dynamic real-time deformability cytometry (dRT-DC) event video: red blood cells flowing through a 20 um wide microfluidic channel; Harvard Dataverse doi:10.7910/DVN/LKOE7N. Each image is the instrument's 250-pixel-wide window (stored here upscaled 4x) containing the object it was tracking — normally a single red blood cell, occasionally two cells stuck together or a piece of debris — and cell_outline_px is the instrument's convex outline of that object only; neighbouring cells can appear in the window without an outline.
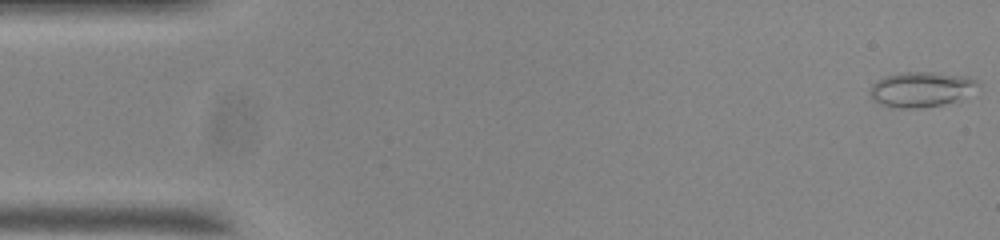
{"species": "common noctule bat (a hibernating species)", "species_latin": "Nyctalus noctula", "temperature_condition": "room temperature", "stored_images_in_passage": 54, "camera_frame_rate_fps": 3000, "um_per_image_px": 0.085, "animal": {"sex": "male", "body_mass_g": 20.0, "forearm_length_mm": 53.3}, "frame": {"image": 1, "passage_image": 1, "time_ms": 0.0, "image_size_px": [1000, 240], "cell_outline_px": [[980, 84], [956, 100], [940, 104], [920, 108], [892, 108], [880, 104], [872, 100], [868, 92], [872, 84], [876, 80], [884, 76], [900, 72], [936, 72], [972, 76], [980, 80]], "centroid_in_image_um": [78.24, 7.57], "position_along_channel_um": 6.8, "area_um2": 22.31}}
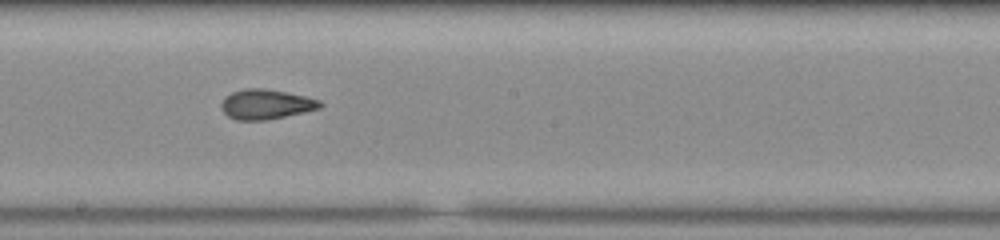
{"frame": {"image": 2, "passage_image": 29, "time_ms": 9.333, "image_size_px": [1000, 240], "cell_outline_px": [[324, 104], [320, 108], [304, 112], [264, 120], [236, 120], [228, 116], [220, 108], [220, 104], [224, 96], [232, 92], [244, 88], [264, 88], [304, 96], [320, 100]], "centroid_in_image_um": [22.57, 8.86], "position_along_channel_um": 225.6, "area_um2": 17.17}}
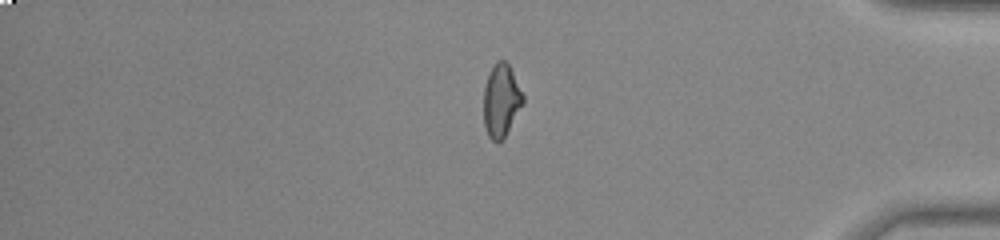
{"frame": {"image": 3, "passage_image": 45, "time_ms": 14.667, "image_size_px": [1000, 240], "cell_outline_px": [[524, 104], [504, 136], [496, 144], [488, 136], [484, 128], [484, 88], [488, 72], [492, 64], [496, 60], [504, 60], [508, 64], [524, 96]], "centroid_in_image_um": [42.58, 8.53], "position_along_channel_um": 392.6, "area_um2": 16.76}, "authors_computed_cell_mechanics": {"area_um2": 17.4556, "velocity_mm_per_s": 3.7361, "shape_relaxation_time_tau1_ms": null, "shape_relaxation_time_tau2_ms": 1.6236, "deformation_change_tau1": null, "deformation_change_tau2": 0.0783}}